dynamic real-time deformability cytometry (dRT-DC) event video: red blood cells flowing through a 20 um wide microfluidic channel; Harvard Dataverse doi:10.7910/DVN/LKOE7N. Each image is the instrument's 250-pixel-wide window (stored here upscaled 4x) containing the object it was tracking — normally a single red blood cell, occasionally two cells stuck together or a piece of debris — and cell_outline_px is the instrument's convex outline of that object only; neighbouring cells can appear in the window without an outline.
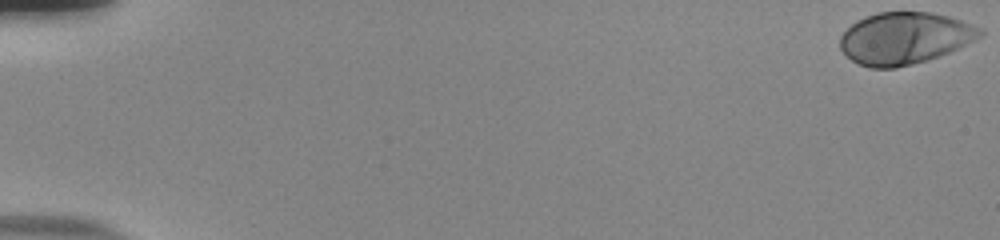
{"species": "human", "species_latin": "Homo sapiens", "temperature_condition": "room temperature", "stored_images_in_passage": 55, "camera_frame_rate_fps": 3000, "um_per_image_px": 0.085, "donor": {"sex": "male"}, "frame": {"image": 1, "passage_image": 1, "time_ms": 0.0, "image_size_px": [1000, 240], "cell_outline_px": [[984, 32], [980, 36], [948, 52], [928, 60], [896, 68], [868, 68], [852, 60], [840, 48], [840, 36], [856, 20], [880, 12], [928, 12], [948, 16], [984, 28]], "centroid_in_image_um": [76.88, 3.25], "position_along_channel_um": 8.1, "area_um2": 41.96}}
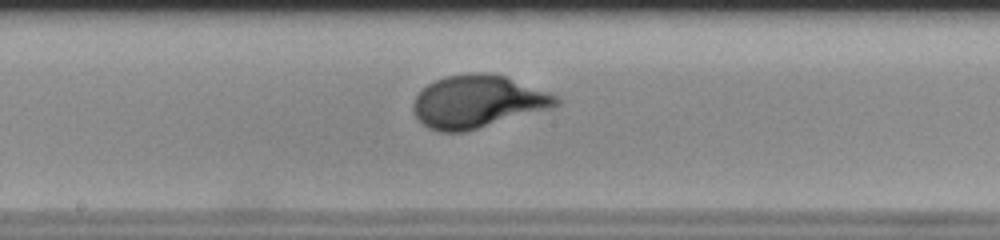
{"frame": {"image": 2, "passage_image": 31, "time_ms": 10.0, "image_size_px": [1000, 240], "cell_outline_px": [[560, 104], [548, 108], [464, 132], [440, 132], [428, 128], [416, 116], [412, 108], [412, 104], [416, 96], [428, 84], [444, 76], [468, 72], [484, 72], [504, 76], [556, 96], [560, 100]], "centroid_in_image_um": [40.53, 8.63], "position_along_channel_um": 207.7, "area_um2": 43.06}}
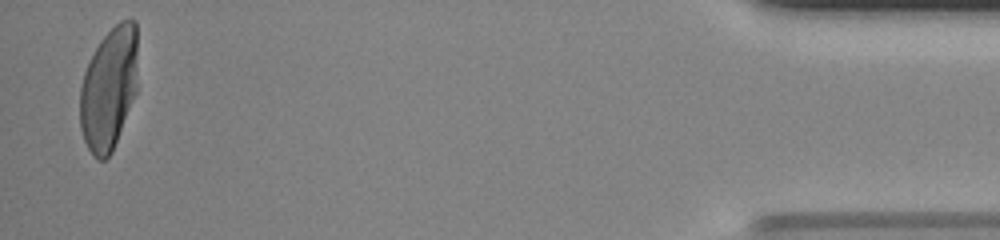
{"frame": {"image": 3, "passage_image": 54, "time_ms": 17.667, "image_size_px": [1000, 240], "cell_outline_px": [[136, 92], [112, 152], [104, 160], [96, 160], [92, 156], [84, 140], [80, 128], [80, 88], [84, 72], [100, 40], [120, 20], [136, 20]], "centroid_in_image_um": [9.24, 7.56], "position_along_channel_um": 426.0, "area_um2": 40.98}, "authors_computed_cell_mechanics": {"area_um2": 41.5004, "velocity_mm_per_s": 3.8354, "shape_relaxation_time_tau1_ms": 3.1332, "shape_relaxation_time_tau2_ms": null, "deformation_change_tau1": 0.2138, "deformation_change_tau2": null}}